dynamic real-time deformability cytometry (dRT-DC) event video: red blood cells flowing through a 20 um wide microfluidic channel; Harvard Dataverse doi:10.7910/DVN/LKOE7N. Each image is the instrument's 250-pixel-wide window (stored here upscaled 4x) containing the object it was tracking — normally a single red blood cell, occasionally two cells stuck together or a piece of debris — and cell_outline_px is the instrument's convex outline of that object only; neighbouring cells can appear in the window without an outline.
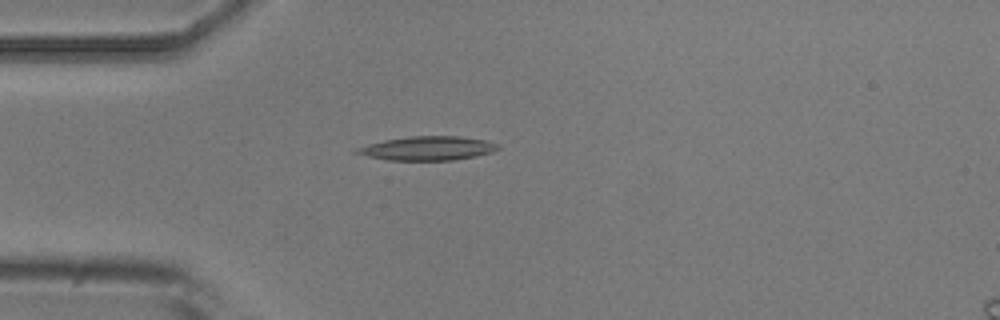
{"species": "common noctule bat (a hibernating species)", "species_latin": "Nyctalus noctula", "temperature_condition": "room temperature", "stored_images_in_passage": 6, "camera_frame_rate_fps": 3000, "um_per_image_px": 0.085, "animal": {"sex": "male", "body_mass_g": 20.5, "forearm_length_mm": 52.5}, "frame": {"image": 1, "passage_image": 5, "time_ms": 4.667, "image_size_px": [1000, 320], "cell_outline_px": [[500, 148], [492, 152], [476, 156], [452, 160], [388, 160], [368, 156], [352, 152], [356, 148], [368, 144], [384, 140], [408, 136], [460, 136], [484, 140], [500, 144]], "centroid_in_image_um": [36.35, 12.6], "position_along_channel_um": 48.6, "area_um2": 19.71}}